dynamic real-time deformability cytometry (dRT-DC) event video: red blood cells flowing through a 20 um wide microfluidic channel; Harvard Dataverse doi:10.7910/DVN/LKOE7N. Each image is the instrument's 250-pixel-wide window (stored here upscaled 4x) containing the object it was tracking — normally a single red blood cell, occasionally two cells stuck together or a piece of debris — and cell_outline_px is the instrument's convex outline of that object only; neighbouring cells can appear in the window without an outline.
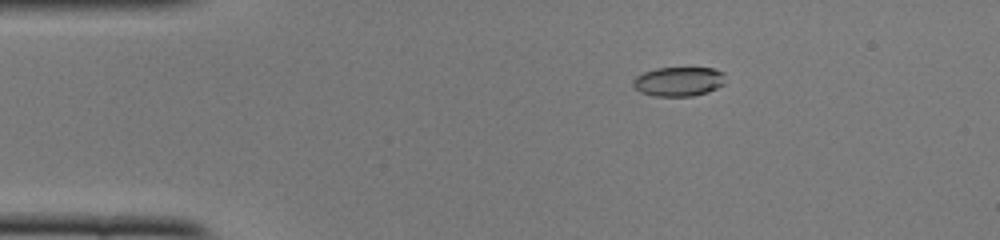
{"species": "common noctule bat (a hibernating species)", "species_latin": "Nyctalus noctula", "temperature_condition": "cold", "stored_images_in_passage": 51, "camera_frame_rate_fps": 3000, "um_per_image_px": 0.085, "animal": {"sex": "female", "body_mass_g": 22.0, "forearm_length_mm": 56.7}, "frame": {"image": 1, "passage_image": 9, "time_ms": 2.667, "image_size_px": [1000, 240], "cell_outline_px": [[724, 84], [708, 92], [692, 96], [652, 96], [640, 92], [632, 84], [632, 80], [636, 76], [644, 72], [656, 68], [712, 68], [724, 72]], "centroid_in_image_um": [57.67, 6.93], "position_along_channel_um": 27.3, "area_um2": 15.84}}
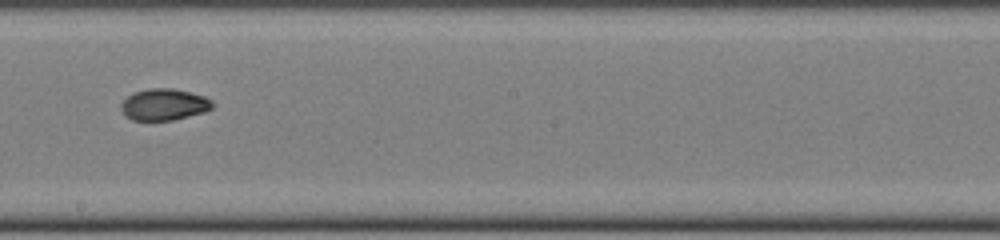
{"frame": {"image": 2, "passage_image": 29, "time_ms": 9.333, "image_size_px": [1000, 240], "cell_outline_px": [[212, 108], [204, 112], [172, 120], [132, 120], [124, 116], [120, 108], [120, 104], [132, 92], [148, 88], [172, 88], [204, 96], [212, 100]], "centroid_in_image_um": [13.9, 8.88], "position_along_channel_um": 234.3, "area_um2": 16.82}}
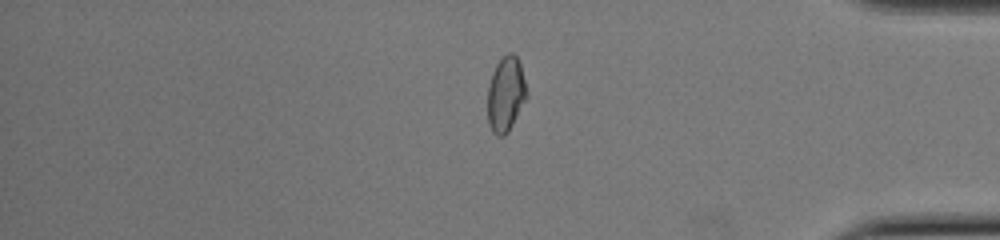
{"frame": {"image": 3, "passage_image": 43, "time_ms": 14.0, "image_size_px": [1000, 240], "cell_outline_px": [[528, 96], [508, 132], [504, 136], [496, 136], [492, 132], [488, 124], [488, 84], [492, 72], [496, 64], [508, 52], [512, 52], [516, 56], [520, 64], [528, 92]], "centroid_in_image_um": [42.99, 8.02], "position_along_channel_um": 392.2, "area_um2": 17.22}, "authors_computed_cell_mechanics": {"area_um2": 16.8776, "velocity_mm_per_s": 3.9322, "shape_relaxation_time_tau1_ms": 8.8796, "shape_relaxation_time_tau2_ms": 2.2951, "deformation_change_tau1": 0.2417, "deformation_change_tau2": 0.0477}}